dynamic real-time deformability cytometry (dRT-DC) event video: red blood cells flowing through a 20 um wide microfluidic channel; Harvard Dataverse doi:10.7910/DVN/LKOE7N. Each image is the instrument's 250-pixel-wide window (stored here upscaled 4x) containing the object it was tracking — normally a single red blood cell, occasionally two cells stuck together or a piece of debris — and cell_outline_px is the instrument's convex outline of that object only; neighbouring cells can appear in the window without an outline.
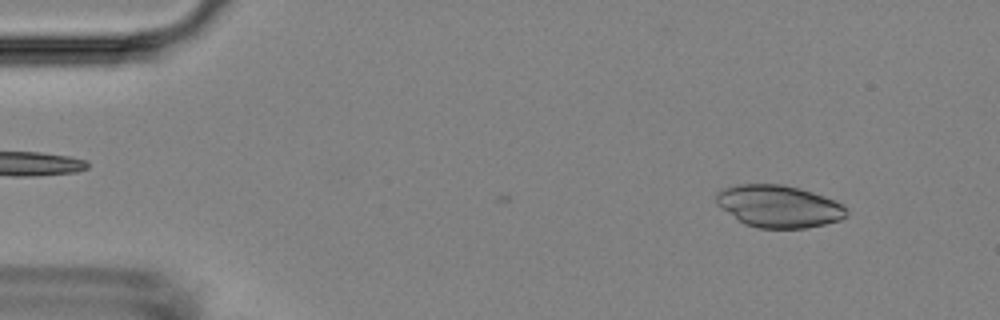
{"species": "Egyptian fruit bat (a non-hibernating species)", "species_latin": "Rousettus aegyptiacus", "temperature_condition": "room temperature", "stored_images_in_passage": 4, "camera_frame_rate_fps": 3000, "um_per_image_px": 0.085, "animal": {"sex": "female"}, "frame": {"image": 1, "passage_image": 2, "time_ms": 0.333, "image_size_px": [1000, 320], "cell_outline_px": [[848, 216], [840, 220], [824, 224], [804, 228], [756, 228], [744, 224], [720, 208], [716, 204], [716, 192], [720, 188], [736, 184], [780, 184], [800, 188], [836, 200], [844, 204], [848, 208]], "centroid_in_image_um": [66.19, 17.53], "position_along_channel_um": 18.8, "area_um2": 32.54}}